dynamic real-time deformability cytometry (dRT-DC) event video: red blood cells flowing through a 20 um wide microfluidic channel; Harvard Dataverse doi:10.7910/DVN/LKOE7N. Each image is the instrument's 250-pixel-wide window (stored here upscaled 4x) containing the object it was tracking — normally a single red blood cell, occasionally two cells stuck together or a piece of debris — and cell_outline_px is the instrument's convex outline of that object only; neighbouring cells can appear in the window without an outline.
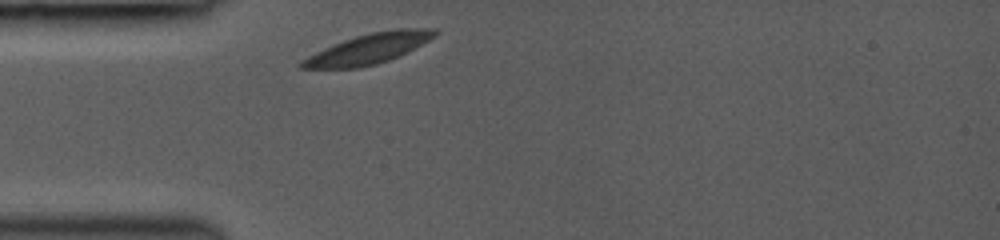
{"species": "common noctule bat (a hibernating species)", "species_latin": "Nyctalus noctula", "temperature_condition": "room temperature", "stored_images_in_passage": 12, "camera_frame_rate_fps": 3000, "um_per_image_px": 0.085, "animal": {"sex": "female", "body_mass_g": 19.0, "forearm_length_mm": 53.3}, "frame": {"image": 1, "passage_image": 1, "time_ms": 0.0, "image_size_px": [1000, 240], "cell_outline_px": [[440, 32], [436, 36], [408, 52], [400, 56], [376, 64], [360, 68], [300, 68], [296, 64], [300, 60], [324, 48], [344, 40], [356, 36], [372, 32], [396, 28], [436, 28]], "centroid_in_image_um": [31.36, 4.14], "position_along_channel_um": 53.6, "area_um2": 23.52}}
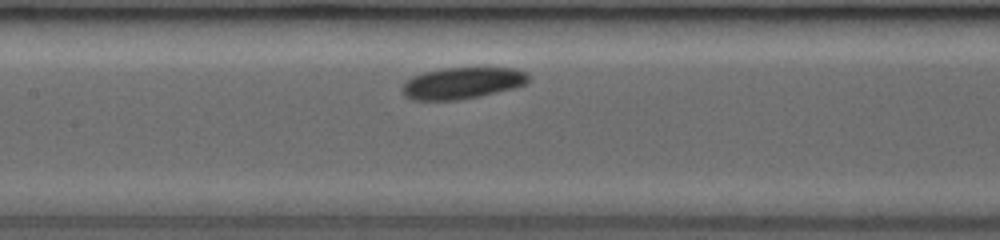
{"frame": {"image": 2, "passage_image": 8, "time_ms": 3.0, "image_size_px": [1000, 240], "cell_outline_px": [[528, 84], [480, 96], [460, 100], [412, 100], [404, 96], [404, 84], [412, 76], [424, 72], [444, 68], [516, 68], [528, 72]], "centroid_in_image_um": [39.32, 7.06], "position_along_channel_um": 168.1, "area_um2": 23.12}}
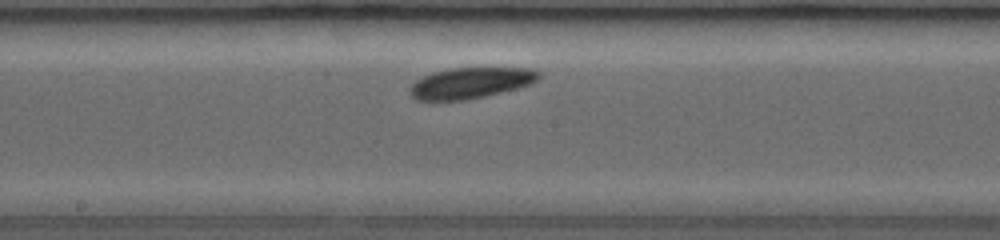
{"frame": {"image": 3, "passage_image": 11, "time_ms": 4.0, "image_size_px": [1000, 240], "cell_outline_px": [[540, 76], [532, 84], [484, 96], [464, 100], [416, 100], [408, 92], [408, 88], [416, 80], [432, 72], [448, 68], [532, 68], [540, 72]], "centroid_in_image_um": [39.97, 7.04], "position_along_channel_um": 208.2, "area_um2": 23.18}}